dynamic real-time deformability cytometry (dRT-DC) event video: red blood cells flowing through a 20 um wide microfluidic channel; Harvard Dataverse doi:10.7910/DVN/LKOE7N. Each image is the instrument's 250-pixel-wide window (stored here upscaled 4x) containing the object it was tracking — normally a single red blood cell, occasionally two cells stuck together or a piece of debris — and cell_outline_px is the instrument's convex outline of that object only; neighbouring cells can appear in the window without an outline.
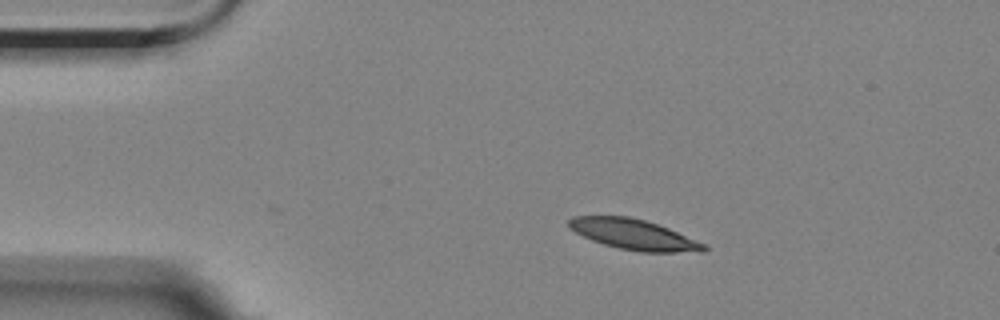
{"species": "Egyptian fruit bat (a non-hibernating species)", "species_latin": "Rousettus aegyptiacus", "temperature_condition": "room temperature", "stored_images_in_passage": 35, "camera_frame_rate_fps": 3000, "um_per_image_px": 0.085, "animal": {"sex": "female"}, "frame": {"image": 1, "passage_image": 1, "time_ms": 0.0, "image_size_px": [1000, 320], "cell_outline_px": [[708, 248], [704, 252], [640, 252], [620, 248], [604, 244], [592, 240], [568, 228], [568, 220], [572, 216], [628, 216], [644, 220], [668, 228], [704, 244]], "centroid_in_image_um": [53.85, 19.93], "position_along_channel_um": 31.2, "area_um2": 23.64}}
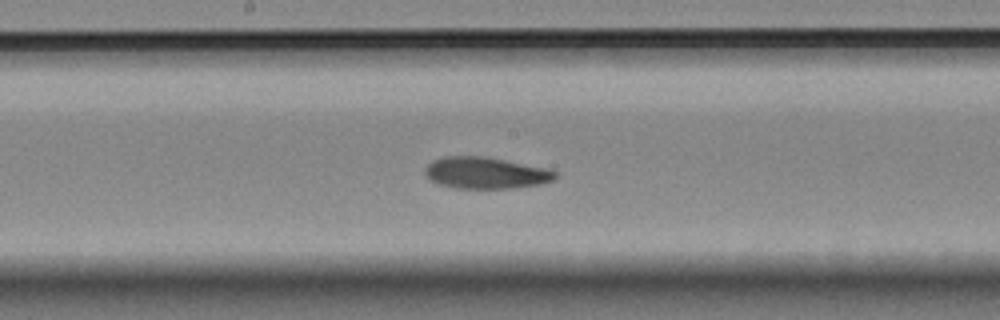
{"frame": {"image": 2, "passage_image": 20, "time_ms": 6.333, "image_size_px": [1000, 320], "cell_outline_px": [[560, 176], [556, 180], [540, 184], [512, 188], [456, 188], [440, 184], [432, 180], [424, 172], [424, 168], [432, 160], [444, 156], [484, 156], [548, 168], [556, 172]], "centroid_in_image_um": [41.33, 14.69], "position_along_channel_um": 206.9, "area_um2": 24.04}}
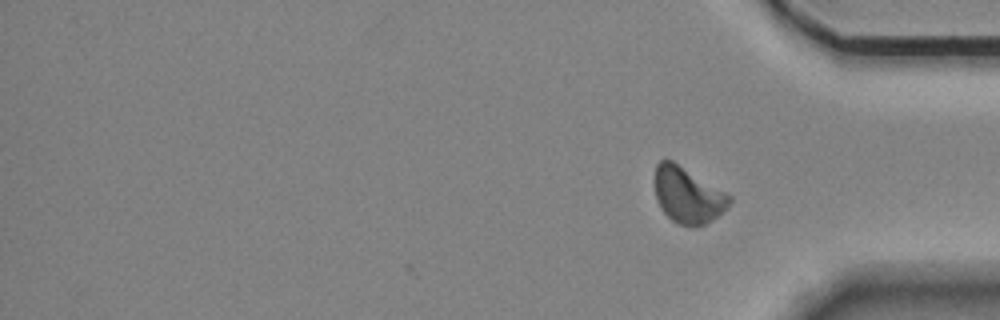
{"frame": {"image": 3, "passage_image": 35, "time_ms": 11.333, "image_size_px": [1000, 320], "cell_outline_px": [[732, 200], [728, 208], [712, 220], [696, 228], [676, 224], [660, 208], [656, 200], [656, 164], [660, 160], [672, 160], [732, 196]], "centroid_in_image_um": [58.48, 16.63], "position_along_channel_um": 376.7, "area_um2": 24.33}, "authors_computed_cell_mechanics": {"area_um2": 24.565, "velocity_mm_per_s": 3.4985, "shape_relaxation_time_tau1_ms": 4.4434, "shape_relaxation_time_tau2_ms": 4.6867, "deformation_change_tau1": 0.1209, "deformation_change_tau2": 0.1097}}